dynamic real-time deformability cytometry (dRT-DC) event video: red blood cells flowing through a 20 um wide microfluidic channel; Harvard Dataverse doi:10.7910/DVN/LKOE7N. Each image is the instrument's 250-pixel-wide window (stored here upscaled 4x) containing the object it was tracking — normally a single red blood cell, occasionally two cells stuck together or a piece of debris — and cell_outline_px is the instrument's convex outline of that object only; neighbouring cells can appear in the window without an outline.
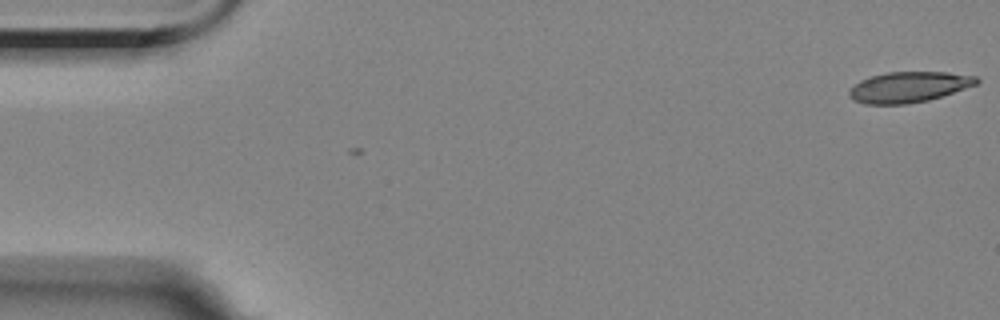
{"species": "Egyptian fruit bat (a non-hibernating species)", "species_latin": "Rousettus aegyptiacus", "temperature_condition": "room temperature", "stored_images_in_passage": 2, "camera_frame_rate_fps": 3000, "um_per_image_px": 0.085, "animal": {"sex": "female"}, "frame": {"image": 1, "passage_image": 1, "time_ms": 0.0, "image_size_px": [1000, 320], "cell_outline_px": [[980, 80], [976, 84], [928, 100], [908, 104], [864, 104], [852, 100], [848, 96], [848, 92], [860, 80], [872, 76], [888, 72], [948, 72], [976, 76]], "centroid_in_image_um": [77.21, 7.4], "position_along_channel_um": 7.8, "area_um2": 22.54}}